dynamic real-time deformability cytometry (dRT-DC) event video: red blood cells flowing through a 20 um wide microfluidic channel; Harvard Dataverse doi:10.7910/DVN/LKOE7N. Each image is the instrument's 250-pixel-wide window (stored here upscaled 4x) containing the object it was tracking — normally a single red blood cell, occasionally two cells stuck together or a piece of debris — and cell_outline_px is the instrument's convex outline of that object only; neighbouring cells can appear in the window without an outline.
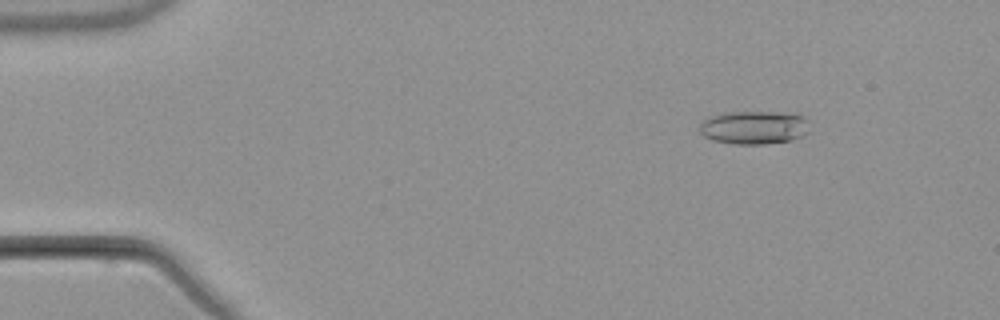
{"species": "common noctule bat (a hibernating species)", "species_latin": "Nyctalus noctula", "temperature_condition": "warm", "stored_images_in_passage": 5, "camera_frame_rate_fps": 3000, "um_per_image_px": 0.085, "animal": {"sex": "male", "body_mass_g": 21.5, "forearm_length_mm": 52.0}, "frame": {"image": 1, "passage_image": 3, "time_ms": 2.333, "image_size_px": [1000, 320], "cell_outline_px": [[808, 132], [804, 136], [792, 140], [764, 144], [736, 144], [712, 140], [704, 136], [700, 132], [700, 124], [704, 120], [712, 116], [728, 112], [796, 112], [804, 116], [808, 120]], "centroid_in_image_um": [64.16, 10.83], "position_along_channel_um": 20.8, "area_um2": 21.62}}